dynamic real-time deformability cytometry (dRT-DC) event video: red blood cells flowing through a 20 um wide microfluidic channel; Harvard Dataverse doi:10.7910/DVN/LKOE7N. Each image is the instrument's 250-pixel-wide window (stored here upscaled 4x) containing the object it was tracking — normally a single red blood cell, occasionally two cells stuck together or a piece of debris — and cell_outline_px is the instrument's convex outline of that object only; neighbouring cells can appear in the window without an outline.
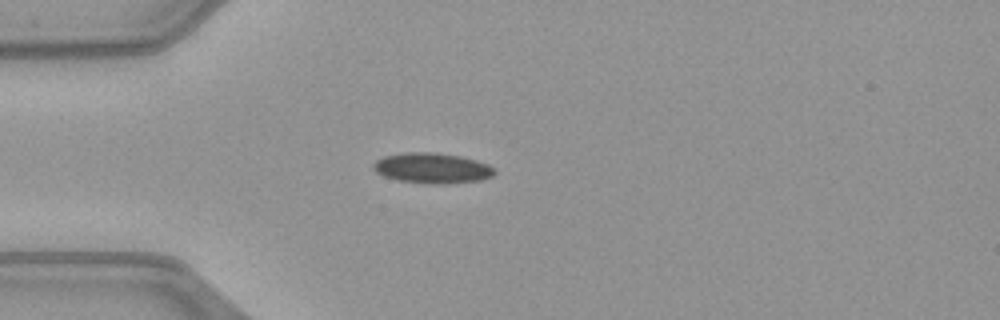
{"species": "common noctule bat (a hibernating species)", "species_latin": "Nyctalus noctula", "temperature_condition": "warm", "stored_images_in_passage": 38, "camera_frame_rate_fps": 3000, "um_per_image_px": 0.085, "animal": {"sex": "female", "body_mass_g": 21.9}, "frame": {"image": 1, "passage_image": 1, "time_ms": 0.0, "image_size_px": [1000, 320], "cell_outline_px": [[496, 172], [492, 176], [480, 180], [444, 184], [428, 184], [396, 180], [384, 176], [376, 172], [372, 168], [372, 164], [376, 160], [384, 156], [404, 152], [432, 152], [460, 156], [476, 160], [488, 164]], "centroid_in_image_um": [36.7, 14.29], "position_along_channel_um": 48.3, "area_um2": 21.56}}
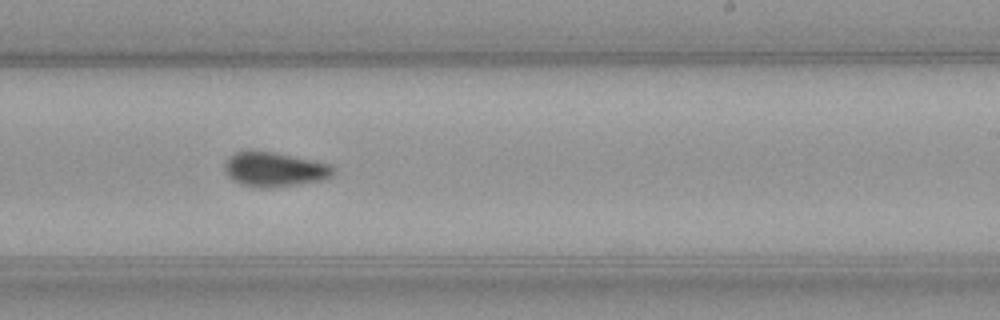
{"frame": {"image": 2, "passage_image": 18, "time_ms": 5.667, "image_size_px": [1000, 320], "cell_outline_px": [[336, 172], [332, 176], [320, 180], [276, 188], [260, 188], [240, 184], [232, 180], [224, 172], [224, 160], [228, 156], [236, 152], [272, 152], [332, 164], [336, 168]], "centroid_in_image_um": [23.32, 14.42], "position_along_channel_um": 265.7, "area_um2": 21.96}}
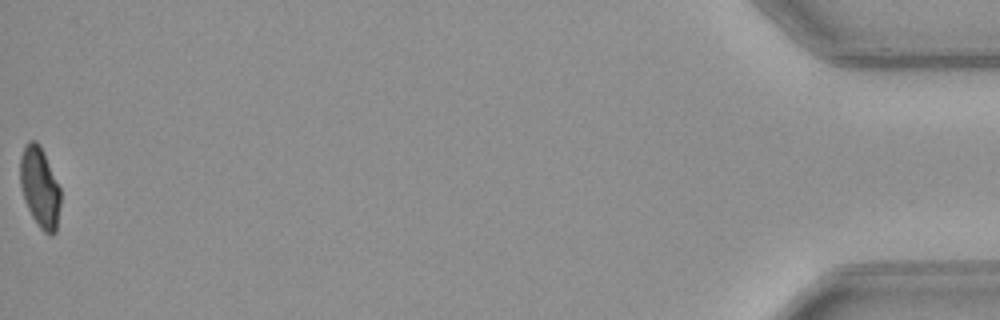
{"frame": {"image": 3, "passage_image": 38, "time_ms": 12.333, "image_size_px": [1000, 320], "cell_outline_px": [[60, 204], [56, 232], [52, 236], [48, 236], [40, 228], [32, 216], [24, 200], [20, 184], [20, 156], [28, 140], [36, 140], [40, 144], [60, 188]], "centroid_in_image_um": [3.38, 15.93], "position_along_channel_um": 431.8, "area_um2": 18.96}, "authors_computed_cell_mechanics": {"area_um2": 20.8369, "velocity_mm_per_s": 4.0722, "shape_relaxation_time_tau1_ms": 10.2311, "shape_relaxation_time_tau2_ms": 3.771, "deformation_change_tau1": 0.1953, "deformation_change_tau2": 0.0692}}